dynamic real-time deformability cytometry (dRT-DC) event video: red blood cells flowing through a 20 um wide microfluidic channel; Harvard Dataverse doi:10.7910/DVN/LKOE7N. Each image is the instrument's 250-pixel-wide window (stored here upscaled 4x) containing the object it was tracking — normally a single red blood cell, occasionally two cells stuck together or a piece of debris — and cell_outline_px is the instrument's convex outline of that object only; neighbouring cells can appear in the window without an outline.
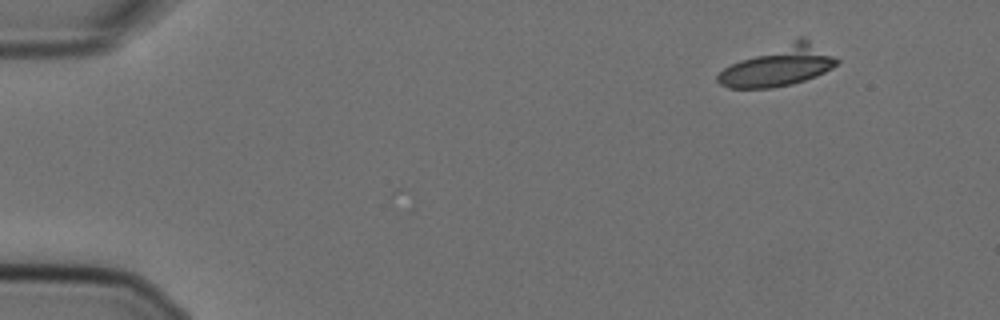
{"species": "Egyptian fruit bat (a non-hibernating species)", "species_latin": "Rousettus aegyptiacus", "temperature_condition": "cold", "stored_images_in_passage": 12, "camera_frame_rate_fps": 3000, "um_per_image_px": 0.085, "animal": {"sex": "female"}, "frame": {"image": 1, "passage_image": 1, "time_ms": 0.0, "image_size_px": [1000, 320], "cell_outline_px": [[840, 60], [832, 68], [816, 76], [792, 84], [772, 88], [728, 88], [720, 84], [716, 80], [716, 76], [724, 68], [740, 60], [800, 36], [804, 36]], "centroid_in_image_um": [66.18, 5.6], "position_along_channel_um": 18.8, "area_um2": 27.74}}
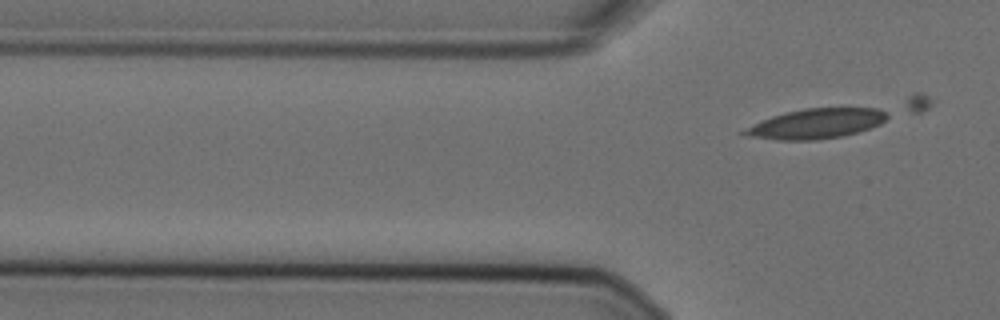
{"frame": {"image": 2, "passage_image": 12, "time_ms": 3.667, "image_size_px": [1000, 320], "cell_outline_px": [[888, 116], [880, 124], [844, 136], [816, 140], [780, 140], [752, 136], [736, 132], [772, 116], [804, 108], [876, 108], [884, 112]], "centroid_in_image_um": [69.35, 10.51], "position_along_channel_um": 56.4, "area_um2": 24.51}}